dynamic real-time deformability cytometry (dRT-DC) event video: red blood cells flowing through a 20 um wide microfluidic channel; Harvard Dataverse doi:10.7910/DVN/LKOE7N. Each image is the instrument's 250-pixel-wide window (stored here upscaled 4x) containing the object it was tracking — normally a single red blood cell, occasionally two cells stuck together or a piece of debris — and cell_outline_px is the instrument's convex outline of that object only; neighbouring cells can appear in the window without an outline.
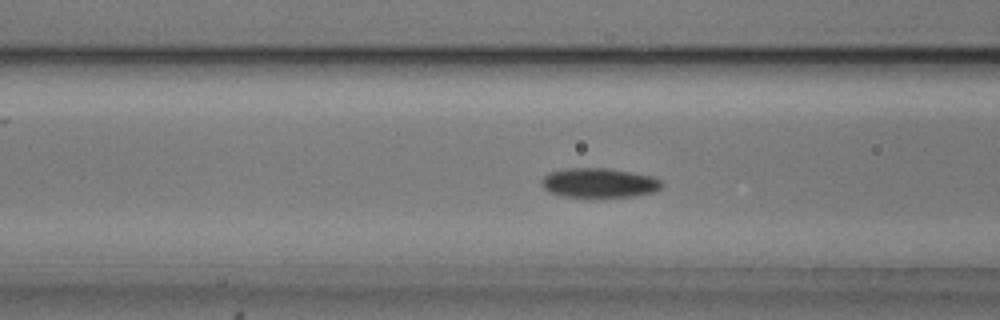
{"species": "common noctule bat (a hibernating species)", "species_latin": "Nyctalus noctula", "temperature_condition": "cold", "stored_images_in_passage": 56, "camera_frame_rate_fps": 3000, "um_per_image_px": 0.085, "animal": {"sex": "male", "body_mass_g": 20.5, "forearm_length_mm": 52.5}, "frame": {"image": 1, "passage_image": 22, "time_ms": 7.0, "image_size_px": [1000, 320], "cell_outline_px": [[664, 184], [660, 188], [652, 192], [632, 196], [564, 196], [548, 192], [540, 184], [540, 180], [548, 172], [564, 168], [608, 168], [632, 172], [652, 176], [660, 180]], "centroid_in_image_um": [50.88, 15.52], "position_along_channel_um": 115.7, "area_um2": 20.58}}
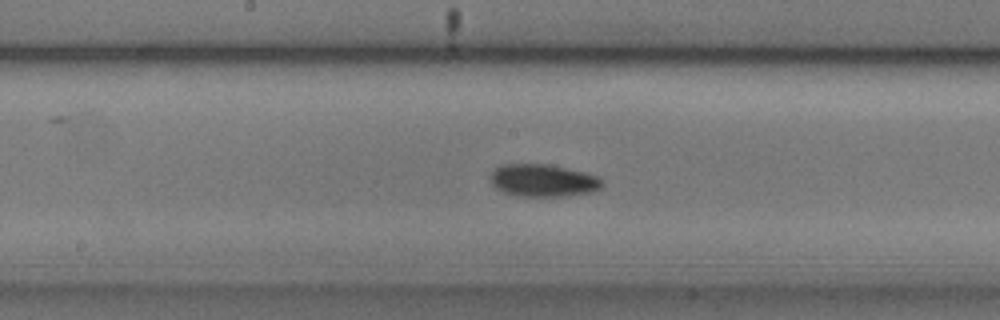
{"frame": {"image": 2, "passage_image": 29, "time_ms": 9.333, "image_size_px": [1000, 320], "cell_outline_px": [[604, 184], [600, 188], [592, 192], [564, 196], [516, 196], [504, 192], [496, 188], [492, 184], [492, 172], [500, 164], [548, 164], [584, 172], [596, 176], [604, 180]], "centroid_in_image_um": [46.18, 15.34], "position_along_channel_um": 202.0, "area_um2": 21.1}}
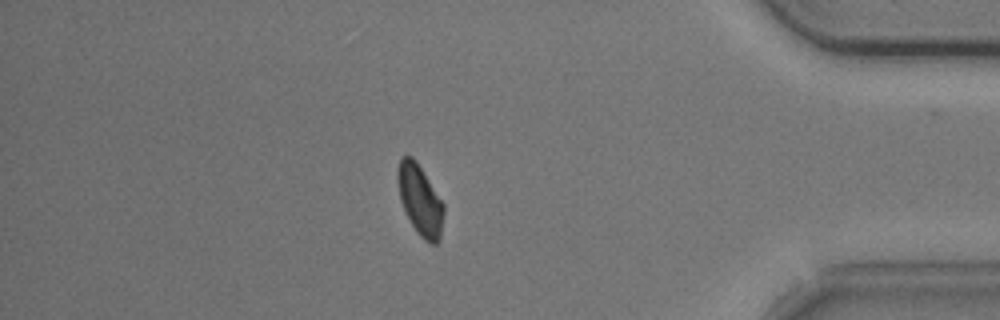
{"frame": {"image": 3, "passage_image": 48, "time_ms": 15.667, "image_size_px": [1000, 320], "cell_outline_px": [[444, 212], [440, 240], [436, 244], [432, 244], [424, 240], [416, 232], [400, 200], [396, 180], [396, 172], [400, 156], [412, 156], [416, 160], [444, 204]], "centroid_in_image_um": [35.69, 16.99], "position_along_channel_um": 399.5, "area_um2": 19.02}, "authors_computed_cell_mechanics": {"area_um2": 19.2474, "velocity_mm_per_s": 3.6864, "shape_relaxation_time_tau1_ms": 2.7353, "shape_relaxation_time_tau2_ms": 9.5529, "deformation_change_tau1": 0.0843, "deformation_change_tau2": 0.1099}}